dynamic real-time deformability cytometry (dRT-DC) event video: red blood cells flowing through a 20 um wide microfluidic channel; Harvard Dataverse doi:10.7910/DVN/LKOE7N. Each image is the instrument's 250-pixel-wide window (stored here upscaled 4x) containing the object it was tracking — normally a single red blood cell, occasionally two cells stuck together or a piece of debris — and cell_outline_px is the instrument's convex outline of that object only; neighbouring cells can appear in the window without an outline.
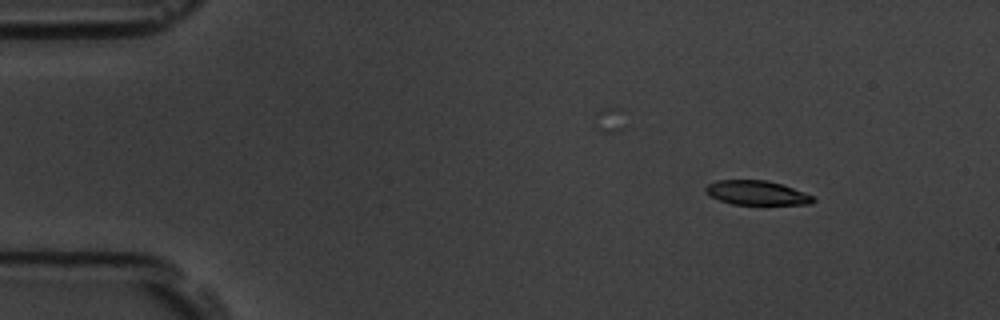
{"species": "common noctule bat (a hibernating species)", "species_latin": "Nyctalus noctula", "temperature_condition": "room temperature", "stored_images_in_passage": 4, "camera_frame_rate_fps": 3000, "um_per_image_px": 0.085, "animal": {"sex": "male", "body_mass_g": 19.5, "forearm_length_mm": 54.6}, "frame": {"image": 1, "passage_image": 1, "time_ms": 0.0, "image_size_px": [1000, 320], "cell_outline_px": [[816, 200], [812, 204], [732, 204], [720, 200], [704, 192], [704, 188], [708, 184], [716, 180], [764, 180], [780, 184], [816, 196]], "centroid_in_image_um": [64.33, 16.39], "position_along_channel_um": 20.7, "area_um2": 15.14}}
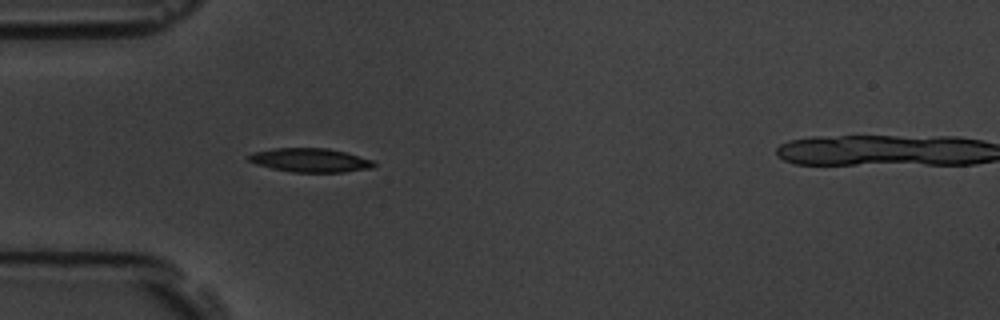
{"frame": {"image": 2, "passage_image": 3, "time_ms": 3.333, "image_size_px": [1000, 320], "cell_outline_px": [[376, 164], [372, 168], [344, 172], [292, 172], [272, 168], [256, 164], [248, 160], [248, 156], [252, 152], [276, 148], [328, 148], [344, 152], [372, 160]], "centroid_in_image_um": [26.35, 13.61], "position_along_channel_um": 58.6, "area_um2": 17.28}}